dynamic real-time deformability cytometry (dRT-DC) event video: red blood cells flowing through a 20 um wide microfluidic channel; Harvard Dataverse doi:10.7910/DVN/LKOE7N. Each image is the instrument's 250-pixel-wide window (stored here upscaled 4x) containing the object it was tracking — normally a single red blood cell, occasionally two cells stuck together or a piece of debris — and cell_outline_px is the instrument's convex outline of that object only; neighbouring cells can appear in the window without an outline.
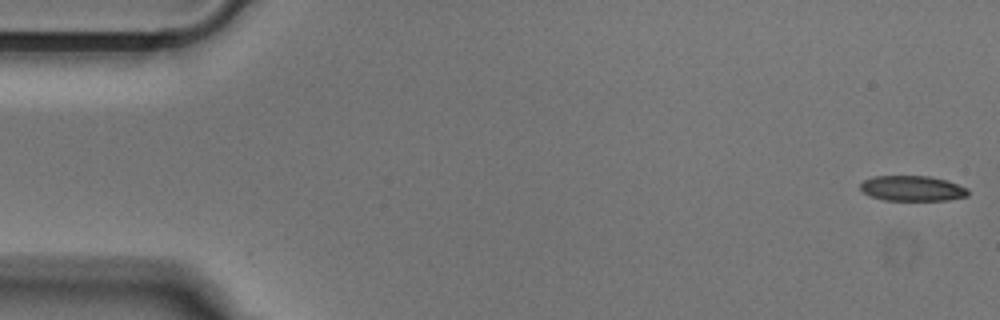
{"species": "Egyptian fruit bat (a non-hibernating species)", "species_latin": "Rousettus aegyptiacus", "temperature_condition": "cold", "stored_images_in_passage": 52, "camera_frame_rate_fps": 3000, "um_per_image_px": 0.085, "animal": {"sex": "male"}, "frame": {"image": 1, "passage_image": 1, "time_ms": 0.0, "image_size_px": [1000, 320], "cell_outline_px": [[968, 196], [948, 200], [884, 200], [872, 196], [864, 192], [860, 188], [860, 184], [864, 180], [872, 176], [928, 176], [948, 180], [968, 188]], "centroid_in_image_um": [77.57, 16.01], "position_along_channel_um": 7.4, "area_um2": 15.9}}
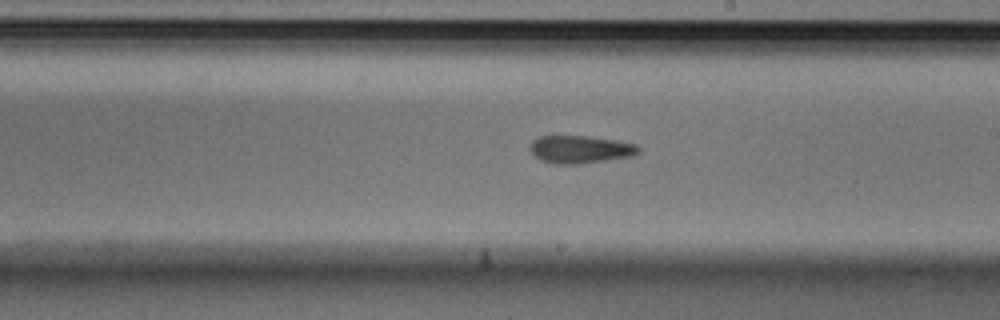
{"frame": {"image": 2, "passage_image": 29, "time_ms": 9.333, "image_size_px": [1000, 320], "cell_outline_px": [[640, 152], [632, 156], [580, 164], [552, 164], [540, 160], [528, 148], [532, 140], [540, 136], [588, 136], [616, 140], [636, 144], [640, 148]], "centroid_in_image_um": [49.31, 12.7], "position_along_channel_um": 239.7, "area_um2": 17.63}}
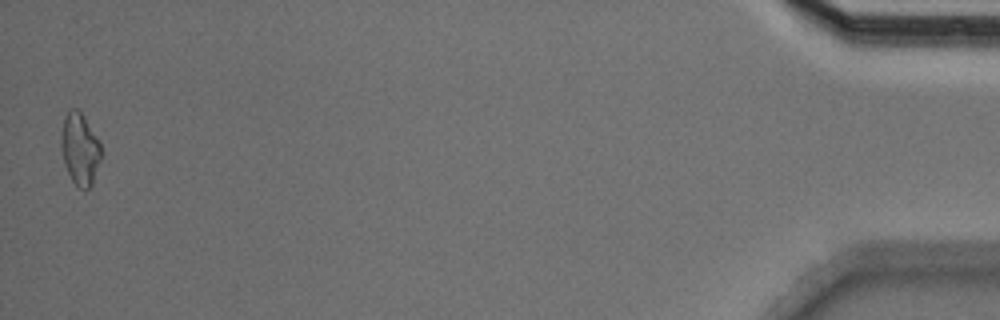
{"frame": {"image": 3, "passage_image": 51, "time_ms": 16.667, "image_size_px": [1000, 320], "cell_outline_px": [[100, 160], [92, 184], [84, 192], [76, 188], [64, 164], [60, 148], [60, 144], [64, 120], [68, 108], [76, 108], [84, 116], [100, 144]], "centroid_in_image_um": [6.77, 12.71], "position_along_channel_um": 428.4, "area_um2": 16.7}}